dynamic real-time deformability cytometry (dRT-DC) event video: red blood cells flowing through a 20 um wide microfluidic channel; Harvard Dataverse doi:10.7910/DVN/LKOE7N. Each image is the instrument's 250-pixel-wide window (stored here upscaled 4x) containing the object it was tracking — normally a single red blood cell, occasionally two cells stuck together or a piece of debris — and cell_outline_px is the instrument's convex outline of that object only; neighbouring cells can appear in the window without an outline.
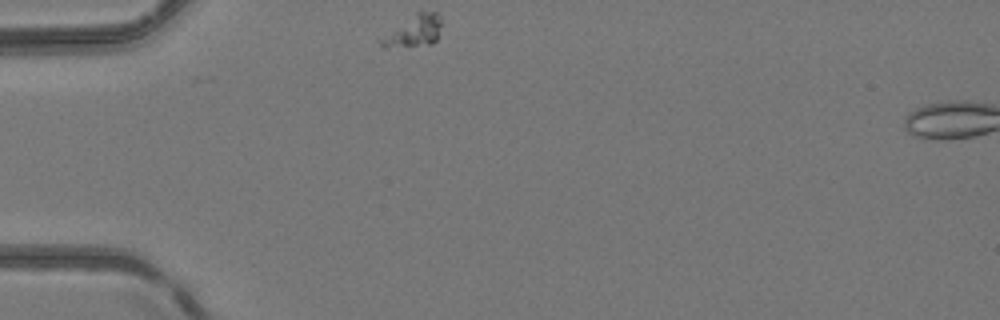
{"species": "common noctule bat (a hibernating species)", "species_latin": "Nyctalus noctula", "temperature_condition": "room temperature", "stored_images_in_passage": 2, "camera_frame_rate_fps": 3000, "um_per_image_px": 0.085, "animal": {"sex": "female", "body_mass_g": 24.6, "forearm_length_mm": 56.2}, "frame": {"image": 1, "passage_image": 1, "time_ms": 0.0, "image_size_px": [1000, 320], "cell_outline_px": [[440, 24], [436, 40], [432, 44], [384, 48], [376, 40], [416, 12], [436, 12], [440, 16]], "centroid_in_image_um": [35.12, 2.66], "position_along_channel_um": 49.9, "area_um2": 10.98}}